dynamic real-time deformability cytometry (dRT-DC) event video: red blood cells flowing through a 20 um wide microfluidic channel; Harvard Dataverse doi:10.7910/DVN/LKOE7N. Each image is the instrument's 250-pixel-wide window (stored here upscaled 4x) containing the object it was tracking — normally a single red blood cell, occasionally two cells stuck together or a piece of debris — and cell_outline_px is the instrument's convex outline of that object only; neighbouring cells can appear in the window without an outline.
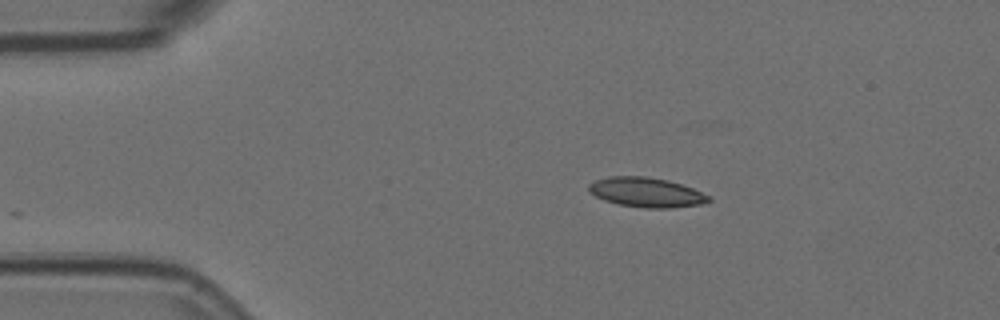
{"species": "Egyptian fruit bat (a non-hibernating species)", "species_latin": "Rousettus aegyptiacus", "temperature_condition": "room temperature", "stored_images_in_passage": 32, "camera_frame_rate_fps": 3000, "um_per_image_px": 0.085, "animal": {"sex": "female"}, "frame": {"image": 1, "passage_image": 1, "time_ms": 0.0, "image_size_px": [1000, 320], "cell_outline_px": [[712, 200], [700, 204], [672, 208], [644, 208], [620, 204], [604, 200], [588, 192], [588, 184], [596, 180], [608, 176], [644, 176], [668, 180], [692, 188], [712, 196]], "centroid_in_image_um": [54.94, 16.35], "position_along_channel_um": 30.1, "area_um2": 20.75}}
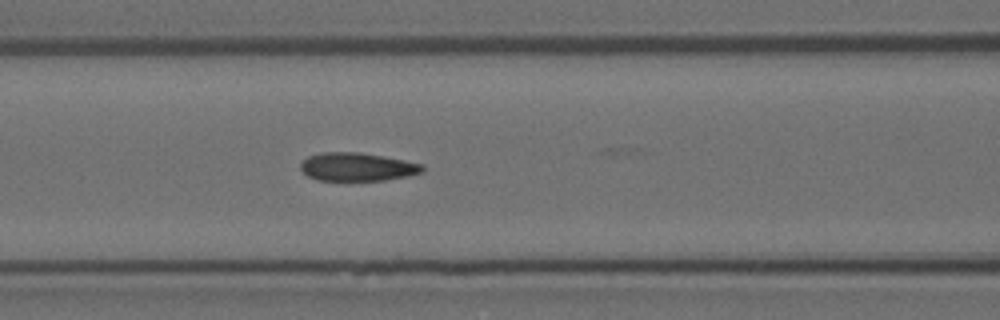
{"frame": {"image": 2, "passage_image": 14, "time_ms": 4.333, "image_size_px": [1000, 320], "cell_outline_px": [[424, 172], [408, 176], [384, 180], [316, 180], [308, 176], [300, 168], [300, 164], [308, 156], [320, 152], [360, 152], [404, 160], [424, 164]], "centroid_in_image_um": [30.38, 14.18], "position_along_channel_um": 136.2, "area_um2": 20.11}}
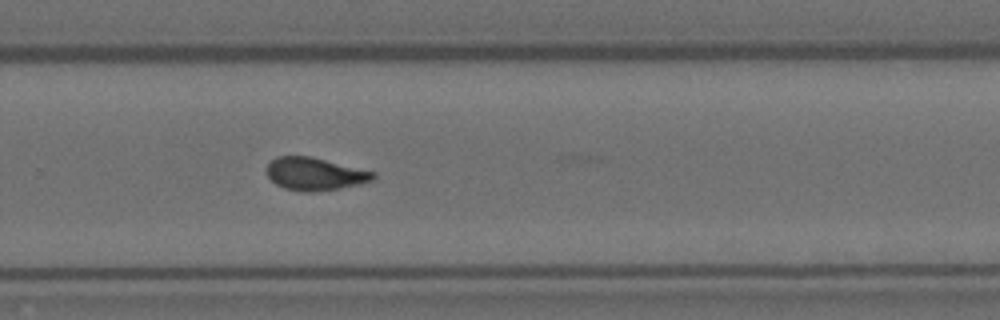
{"frame": {"image": 3, "passage_image": 28, "time_ms": 9.0, "image_size_px": [1000, 320], "cell_outline_px": [[376, 176], [372, 180], [360, 184], [340, 188], [312, 192], [304, 192], [284, 188], [276, 184], [264, 172], [268, 164], [276, 156], [308, 156], [376, 172]], "centroid_in_image_um": [26.74, 14.79], "position_along_channel_um": 303.1, "area_um2": 20.23}}